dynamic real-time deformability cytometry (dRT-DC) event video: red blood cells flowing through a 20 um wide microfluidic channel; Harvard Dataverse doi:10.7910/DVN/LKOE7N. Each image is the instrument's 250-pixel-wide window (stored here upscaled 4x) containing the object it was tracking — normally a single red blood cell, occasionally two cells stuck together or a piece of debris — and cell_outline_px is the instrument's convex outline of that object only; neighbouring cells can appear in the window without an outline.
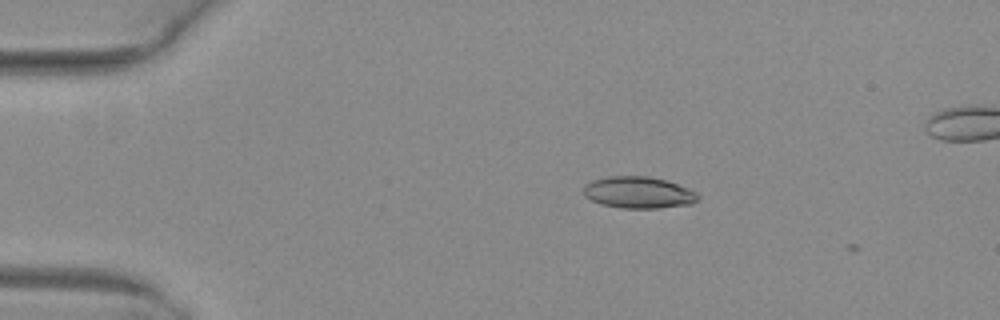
{"species": "common noctule bat (a hibernating species)", "species_latin": "Nyctalus noctula", "temperature_condition": "warm", "stored_images_in_passage": 3, "camera_frame_rate_fps": 3000, "um_per_image_px": 0.085, "animal": {"sex": "female", "body_mass_g": 29.2, "forearm_length_mm": 56.3}, "frame": {"image": 1, "passage_image": 2, "time_ms": 0.333, "image_size_px": [1000, 320], "cell_outline_px": [[700, 196], [692, 204], [660, 208], [620, 208], [600, 204], [584, 196], [584, 184], [592, 180], [608, 176], [648, 176], [664, 180], [688, 188], [696, 192]], "centroid_in_image_um": [54.25, 16.36], "position_along_channel_um": 30.8, "area_um2": 21.15}}